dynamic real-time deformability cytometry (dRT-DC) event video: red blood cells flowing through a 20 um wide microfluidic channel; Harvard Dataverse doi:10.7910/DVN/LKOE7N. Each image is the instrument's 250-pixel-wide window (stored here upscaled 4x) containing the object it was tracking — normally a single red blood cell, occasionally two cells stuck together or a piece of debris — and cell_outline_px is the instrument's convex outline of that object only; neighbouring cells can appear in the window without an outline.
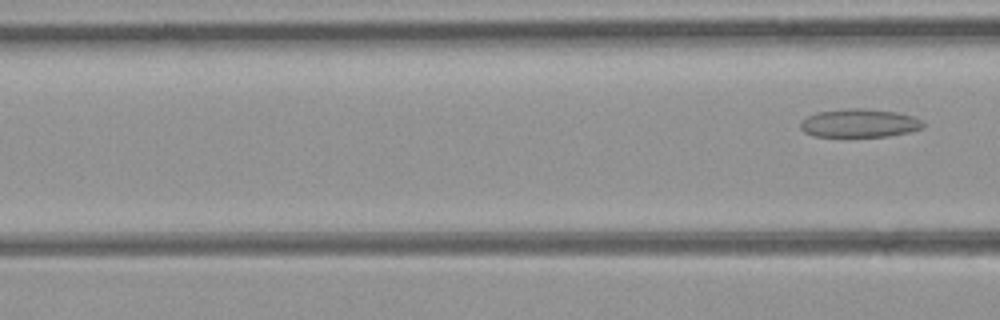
{"species": "common noctule bat (a hibernating species)", "species_latin": "Nyctalus noctula", "temperature_condition": "room temperature", "stored_images_in_passage": 6, "segment_of_instrument_passage": [2, 2], "camera_frame_rate_fps": 3000, "um_per_image_px": 0.085, "animal": {"sex": "female", "body_mass_g": 21.9}, "frame": {"image": 1, "passage_image": 6, "time_ms": 1.667, "image_size_px": [1000, 320], "cell_outline_px": [[924, 128], [908, 132], [888, 136], [816, 136], [804, 132], [800, 128], [800, 124], [808, 116], [816, 112], [848, 108], [868, 108], [896, 112], [912, 116], [924, 120]], "centroid_in_image_um": [73.09, 10.45], "position_along_channel_um": 93.5, "area_um2": 20.29}}